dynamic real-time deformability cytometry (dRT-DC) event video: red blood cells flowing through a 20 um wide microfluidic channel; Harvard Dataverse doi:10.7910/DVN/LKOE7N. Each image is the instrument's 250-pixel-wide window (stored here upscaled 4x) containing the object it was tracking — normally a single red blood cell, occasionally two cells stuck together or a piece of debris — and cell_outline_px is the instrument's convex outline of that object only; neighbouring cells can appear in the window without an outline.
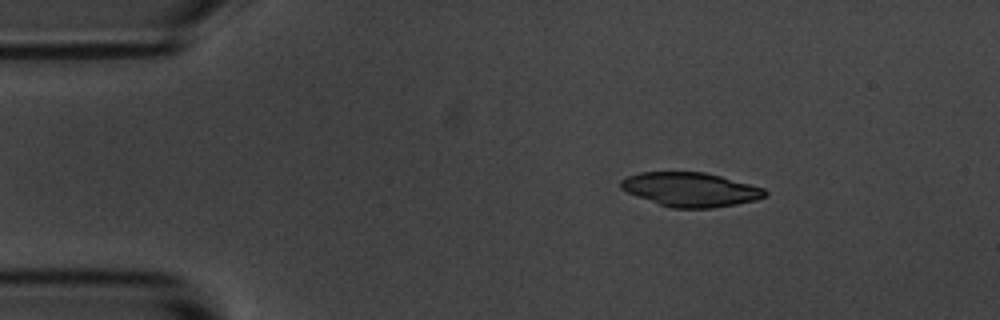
{"species": "common noctule bat (a hibernating species)", "species_latin": "Nyctalus noctula", "temperature_condition": "room temperature", "stored_images_in_passage": 3, "camera_frame_rate_fps": 3000, "um_per_image_px": 0.085, "animal": {"sex": "male", "body_mass_g": 20.1, "forearm_length_mm": 53.5}, "frame": {"image": 1, "passage_image": 1, "time_ms": 0.0, "image_size_px": [1000, 320], "cell_outline_px": [[768, 196], [756, 200], [736, 204], [712, 208], [672, 208], [660, 204], [628, 192], [620, 188], [620, 180], [628, 176], [640, 172], [704, 172], [720, 176], [764, 188], [768, 192]], "centroid_in_image_um": [58.72, 16.11], "position_along_channel_um": 26.3, "area_um2": 28.44}}